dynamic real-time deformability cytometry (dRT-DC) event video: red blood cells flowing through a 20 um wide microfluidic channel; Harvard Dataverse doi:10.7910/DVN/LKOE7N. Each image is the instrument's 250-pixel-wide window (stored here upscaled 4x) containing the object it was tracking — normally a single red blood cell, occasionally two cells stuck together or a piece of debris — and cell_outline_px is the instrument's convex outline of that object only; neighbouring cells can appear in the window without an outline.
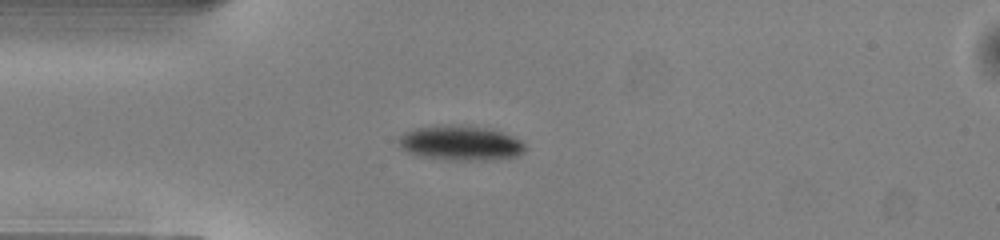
{"species": "common noctule bat (a hibernating species)", "species_latin": "Nyctalus noctula", "temperature_condition": "warm", "stored_images_in_passage": 38, "camera_frame_rate_fps": 3000, "um_per_image_px": 0.085, "animal": {"sex": "male", "body_mass_g": 13.0, "forearm_length_mm": 53.1}, "frame": {"image": 1, "passage_image": 1, "time_ms": 0.0, "image_size_px": [1000, 240], "cell_outline_px": [[524, 152], [516, 156], [492, 160], [460, 160], [416, 156], [400, 148], [396, 140], [404, 132], [416, 128], [440, 124], [452, 124], [484, 128], [500, 132], [512, 136], [520, 140], [524, 144]], "centroid_in_image_um": [39.08, 12.16], "position_along_channel_um": 45.9, "area_um2": 25.66}}
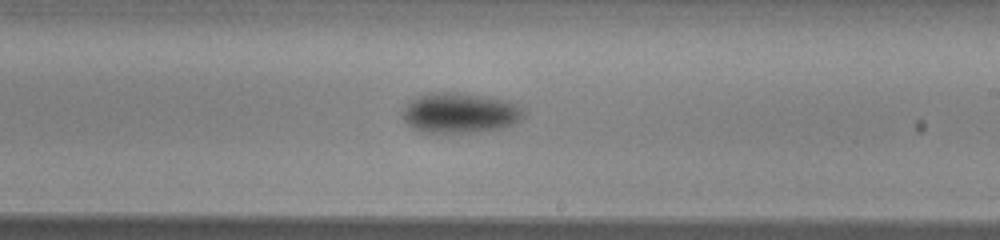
{"frame": {"image": 2, "passage_image": 17, "time_ms": 5.333, "image_size_px": [1000, 240], "cell_outline_px": [[524, 116], [520, 120], [512, 124], [480, 132], [420, 132], [408, 124], [404, 120], [400, 112], [416, 96], [428, 92], [460, 92], [484, 96], [504, 100], [520, 108]], "centroid_in_image_um": [39.01, 9.59], "position_along_channel_um": 250.0, "area_um2": 28.09}}
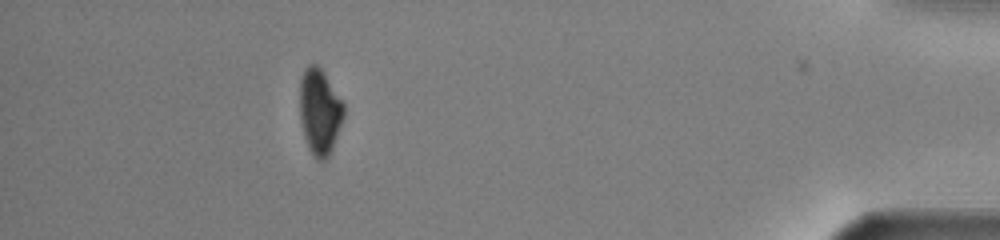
{"frame": {"image": 3, "passage_image": 33, "time_ms": 10.667, "image_size_px": [1000, 240], "cell_outline_px": [[344, 116], [332, 148], [328, 156], [320, 164], [312, 156], [308, 148], [304, 136], [300, 120], [300, 80], [308, 64], [316, 64], [324, 72], [344, 104]], "centroid_in_image_um": [27.16, 9.52], "position_along_channel_um": 408.0, "area_um2": 22.02}, "authors_computed_cell_mechanics": {"area_um2": 26.4435, "velocity_mm_per_s": 4.101, "shape_relaxation_time_tau1_ms": 2.6617, "shape_relaxation_time_tau2_ms": null, "deformation_change_tau1": 0.1225, "deformation_change_tau2": null}}